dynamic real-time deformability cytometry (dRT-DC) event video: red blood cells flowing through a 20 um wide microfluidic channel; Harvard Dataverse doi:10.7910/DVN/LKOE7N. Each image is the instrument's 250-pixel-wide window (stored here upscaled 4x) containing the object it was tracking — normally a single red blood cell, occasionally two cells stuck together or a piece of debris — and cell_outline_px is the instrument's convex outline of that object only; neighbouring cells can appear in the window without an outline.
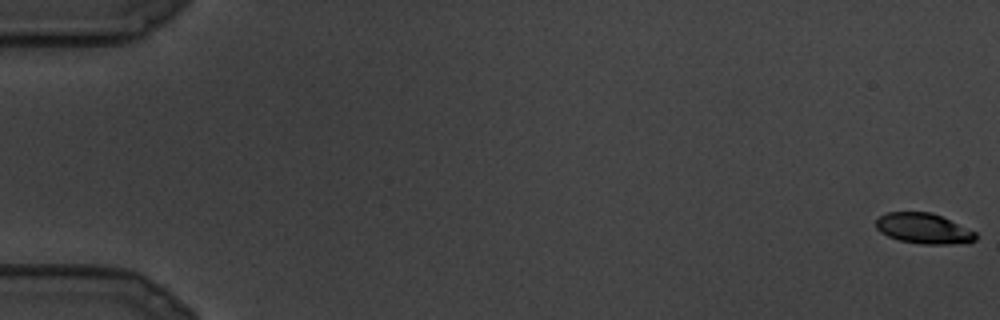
{"species": "common noctule bat (a hibernating species)", "species_latin": "Nyctalus noctula", "temperature_condition": "cold", "stored_images_in_passage": 10, "camera_frame_rate_fps": 3000, "um_per_image_px": 0.085, "animal": {"sex": "male", "body_mass_g": 19.5, "forearm_length_mm": 54.6}, "frame": {"image": 1, "passage_image": 1, "time_ms": 0.0, "image_size_px": [1000, 320], "cell_outline_px": [[976, 240], [968, 244], [920, 244], [900, 240], [888, 236], [880, 232], [876, 228], [876, 220], [880, 216], [888, 212], [932, 212], [976, 232]], "centroid_in_image_um": [78.53, 19.43], "position_along_channel_um": 6.5, "area_um2": 17.74}}
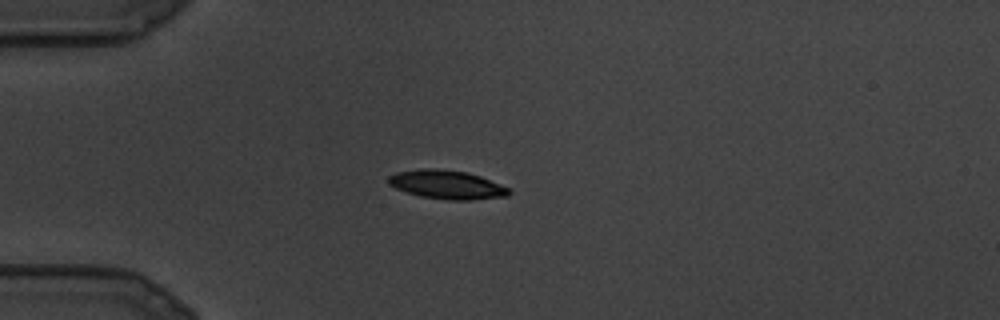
{"frame": {"image": 2, "passage_image": 9, "time_ms": 2.667, "image_size_px": [1000, 320], "cell_outline_px": [[512, 192], [508, 196], [472, 200], [448, 200], [420, 196], [396, 188], [388, 184], [388, 176], [396, 172], [424, 168], [432, 168], [468, 172], [480, 176], [500, 184], [508, 188]], "centroid_in_image_um": [37.99, 15.69], "position_along_channel_um": 47.0, "area_um2": 20.17}}